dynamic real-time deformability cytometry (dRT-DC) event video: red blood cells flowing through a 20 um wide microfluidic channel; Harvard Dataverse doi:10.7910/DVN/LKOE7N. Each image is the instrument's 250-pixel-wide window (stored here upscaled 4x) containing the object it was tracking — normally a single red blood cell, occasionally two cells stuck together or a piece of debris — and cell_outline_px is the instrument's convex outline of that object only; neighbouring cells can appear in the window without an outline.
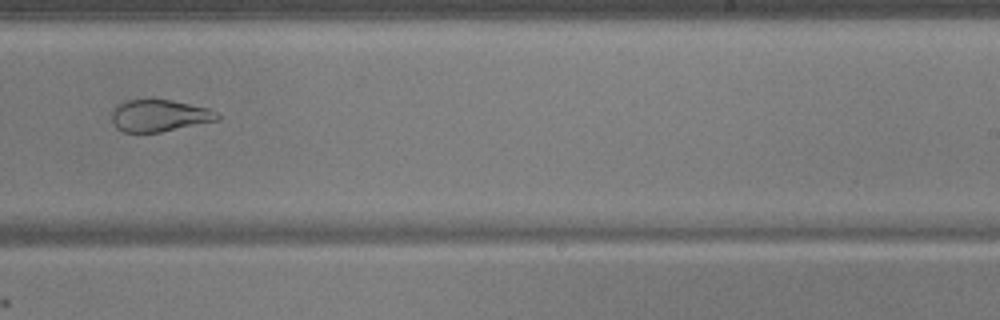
{"species": "common noctule bat (a hibernating species)", "species_latin": "Nyctalus noctula", "temperature_condition": "warm", "stored_images_in_passage": 54, "camera_frame_rate_fps": 3000, "um_per_image_px": 0.085, "animal": {"sex": "male", "body_mass_g": 17.9, "forearm_length_mm": 54.2}, "frame": {"image": 1, "passage_image": 35, "time_ms": 11.333, "image_size_px": [1000, 320], "cell_outline_px": [[220, 120], [160, 132], [124, 132], [116, 128], [108, 116], [108, 112], [116, 104], [124, 100], [172, 100], [208, 108], [216, 112], [220, 116]], "centroid_in_image_um": [13.47, 9.83], "position_along_channel_um": 275.5, "area_um2": 20.0}}
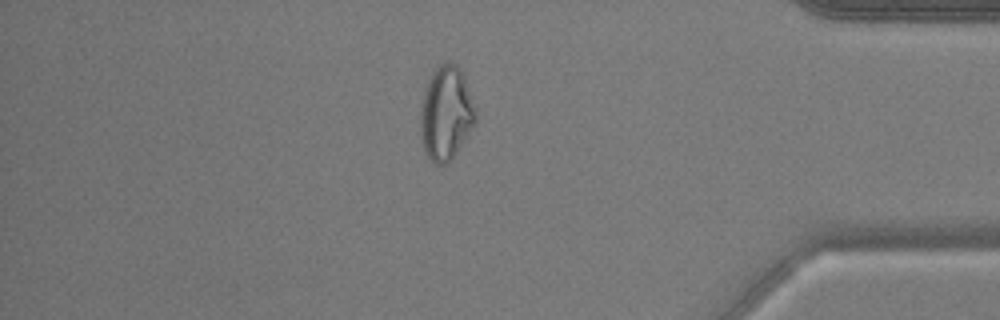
{"frame": {"image": 2, "passage_image": 47, "time_ms": 15.333, "image_size_px": [1000, 320], "cell_outline_px": [[476, 120], [452, 160], [448, 164], [436, 164], [428, 156], [424, 148], [420, 136], [420, 104], [424, 88], [432, 72], [440, 64], [456, 64], [464, 80], [476, 108]], "centroid_in_image_um": [37.88, 9.66], "position_along_channel_um": 397.3, "area_um2": 29.88}}
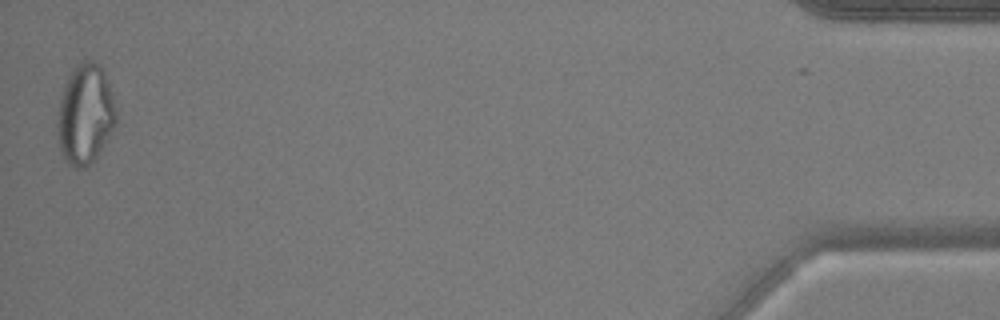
{"frame": {"image": 3, "passage_image": 54, "time_ms": 17.667, "image_size_px": [1000, 320], "cell_outline_px": [[116, 124], [96, 160], [88, 168], [76, 168], [68, 164], [64, 160], [60, 148], [56, 132], [56, 120], [60, 96], [72, 72], [84, 60], [92, 60], [100, 64], [104, 72], [116, 108]], "centroid_in_image_um": [7.24, 9.8], "position_along_channel_um": 428.0, "area_um2": 34.39}, "authors_computed_cell_mechanics": {"area_um2": 27.8596, "velocity_mm_per_s": 3.7621, "shape_relaxation_time_tau1_ms": null, "shape_relaxation_time_tau2_ms": 1.9744, "deformation_change_tau1": null, "deformation_change_tau2": 0.075}}